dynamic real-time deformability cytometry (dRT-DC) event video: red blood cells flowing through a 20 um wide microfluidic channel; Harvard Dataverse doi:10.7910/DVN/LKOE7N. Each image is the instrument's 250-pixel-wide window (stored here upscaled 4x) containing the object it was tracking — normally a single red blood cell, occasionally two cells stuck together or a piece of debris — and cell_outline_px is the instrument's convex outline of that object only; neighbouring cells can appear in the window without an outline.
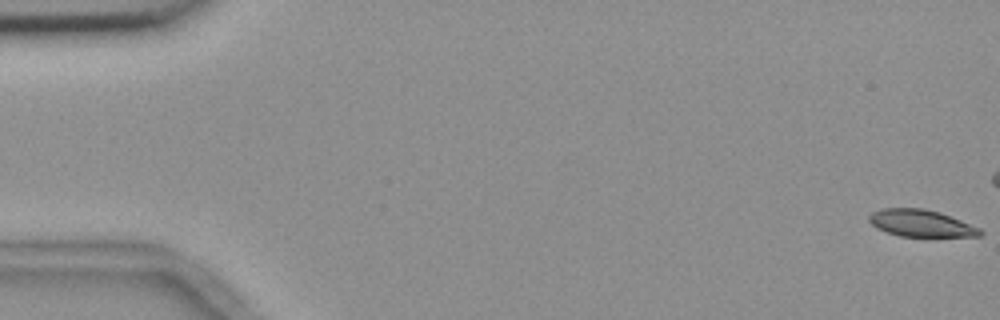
{"species": "common noctule bat (a hibernating species)", "species_latin": "Nyctalus noctula", "temperature_condition": "room temperature", "stored_images_in_passage": 18, "camera_frame_rate_fps": 3000, "um_per_image_px": 0.085, "animal": {"sex": "female", "body_mass_g": 18.4}, "frame": {"image": 1, "passage_image": 1, "time_ms": 0.0, "image_size_px": [1000, 320], "cell_outline_px": [[984, 232], [980, 236], [900, 236], [876, 228], [868, 220], [868, 216], [872, 212], [880, 208], [924, 208], [940, 212], [980, 228]], "centroid_in_image_um": [78.26, 18.96], "position_along_channel_um": 6.7, "area_um2": 17.4}}